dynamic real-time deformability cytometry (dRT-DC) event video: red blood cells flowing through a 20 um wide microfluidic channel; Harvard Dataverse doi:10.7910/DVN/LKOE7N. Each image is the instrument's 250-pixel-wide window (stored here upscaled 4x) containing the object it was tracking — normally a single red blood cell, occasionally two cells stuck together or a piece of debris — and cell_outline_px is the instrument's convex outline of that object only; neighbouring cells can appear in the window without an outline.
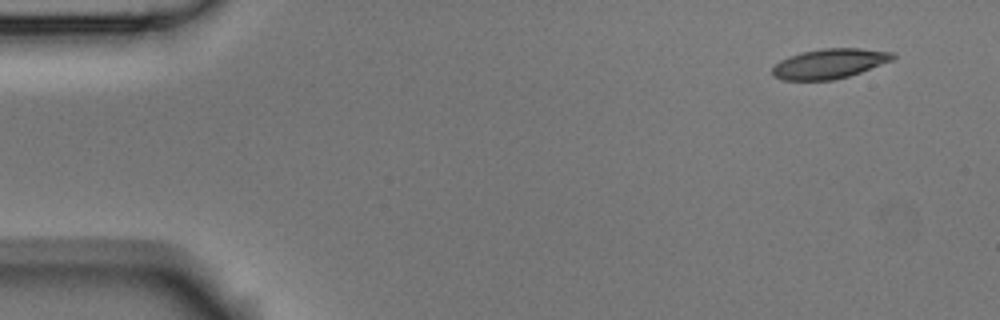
{"species": "Egyptian fruit bat (a non-hibernating species)", "species_latin": "Rousettus aegyptiacus", "temperature_condition": "room temperature", "stored_images_in_passage": 4, "camera_frame_rate_fps": 3000, "um_per_image_px": 0.085, "animal": {"sex": "male"}, "frame": {"image": 1, "passage_image": 1, "time_ms": 0.0, "image_size_px": [1000, 320], "cell_outline_px": [[896, 56], [892, 60], [860, 72], [848, 76], [832, 80], [780, 80], [772, 72], [772, 68], [780, 60], [804, 52], [824, 48], [856, 48], [896, 52]], "centroid_in_image_um": [70.53, 5.41], "position_along_channel_um": 14.5, "area_um2": 20.63}}
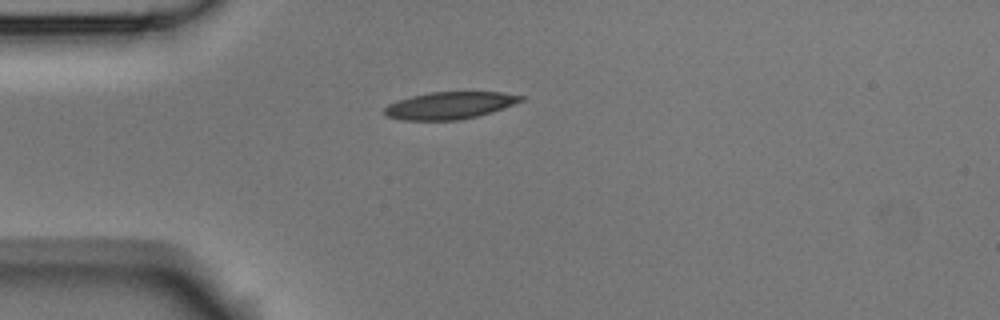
{"frame": {"image": 2, "passage_image": 4, "time_ms": 1.0, "image_size_px": [1000, 320], "cell_outline_px": [[524, 100], [492, 112], [460, 120], [400, 120], [388, 116], [384, 112], [384, 108], [388, 104], [396, 100], [428, 92], [500, 92], [524, 96]], "centroid_in_image_um": [38.2, 8.96], "position_along_channel_um": 46.8, "area_um2": 21.56}}